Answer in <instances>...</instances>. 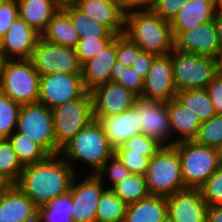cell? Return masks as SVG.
Listing matches in <instances>:
<instances>
[{
	"mask_svg": "<svg viewBox=\"0 0 222 222\" xmlns=\"http://www.w3.org/2000/svg\"><path fill=\"white\" fill-rule=\"evenodd\" d=\"M77 175L60 155H49L42 162L24 166L16 185L37 206L70 191Z\"/></svg>",
	"mask_w": 222,
	"mask_h": 222,
	"instance_id": "6da1fadb",
	"label": "cell"
},
{
	"mask_svg": "<svg viewBox=\"0 0 222 222\" xmlns=\"http://www.w3.org/2000/svg\"><path fill=\"white\" fill-rule=\"evenodd\" d=\"M60 155L77 174L81 169L84 173L85 166L90 171L88 174H95L114 155V148L100 122L94 119L61 149ZM76 163L84 167L79 166V170Z\"/></svg>",
	"mask_w": 222,
	"mask_h": 222,
	"instance_id": "7a4b0ae2",
	"label": "cell"
},
{
	"mask_svg": "<svg viewBox=\"0 0 222 222\" xmlns=\"http://www.w3.org/2000/svg\"><path fill=\"white\" fill-rule=\"evenodd\" d=\"M124 35L137 44L142 51L154 55H167L174 49L170 21L162 19L152 10L127 12Z\"/></svg>",
	"mask_w": 222,
	"mask_h": 222,
	"instance_id": "3957f363",
	"label": "cell"
},
{
	"mask_svg": "<svg viewBox=\"0 0 222 222\" xmlns=\"http://www.w3.org/2000/svg\"><path fill=\"white\" fill-rule=\"evenodd\" d=\"M40 75L31 59H6L0 77V91L15 103L39 101Z\"/></svg>",
	"mask_w": 222,
	"mask_h": 222,
	"instance_id": "277c9868",
	"label": "cell"
},
{
	"mask_svg": "<svg viewBox=\"0 0 222 222\" xmlns=\"http://www.w3.org/2000/svg\"><path fill=\"white\" fill-rule=\"evenodd\" d=\"M171 63L177 91L205 89L220 71L219 59L176 49L171 52Z\"/></svg>",
	"mask_w": 222,
	"mask_h": 222,
	"instance_id": "5b68a950",
	"label": "cell"
},
{
	"mask_svg": "<svg viewBox=\"0 0 222 222\" xmlns=\"http://www.w3.org/2000/svg\"><path fill=\"white\" fill-rule=\"evenodd\" d=\"M145 177L150 195L167 197L184 189L177 149L174 146H162L149 160Z\"/></svg>",
	"mask_w": 222,
	"mask_h": 222,
	"instance_id": "8992f818",
	"label": "cell"
},
{
	"mask_svg": "<svg viewBox=\"0 0 222 222\" xmlns=\"http://www.w3.org/2000/svg\"><path fill=\"white\" fill-rule=\"evenodd\" d=\"M181 163V175L185 188H200L218 169L219 160L214 147L193 141L173 145Z\"/></svg>",
	"mask_w": 222,
	"mask_h": 222,
	"instance_id": "52a82bcc",
	"label": "cell"
},
{
	"mask_svg": "<svg viewBox=\"0 0 222 222\" xmlns=\"http://www.w3.org/2000/svg\"><path fill=\"white\" fill-rule=\"evenodd\" d=\"M56 145L62 149L94 120L91 92L51 109Z\"/></svg>",
	"mask_w": 222,
	"mask_h": 222,
	"instance_id": "ba28073f",
	"label": "cell"
},
{
	"mask_svg": "<svg viewBox=\"0 0 222 222\" xmlns=\"http://www.w3.org/2000/svg\"><path fill=\"white\" fill-rule=\"evenodd\" d=\"M16 131L38 143L49 155L60 154L51 109L39 102L21 105Z\"/></svg>",
	"mask_w": 222,
	"mask_h": 222,
	"instance_id": "9c48e42d",
	"label": "cell"
},
{
	"mask_svg": "<svg viewBox=\"0 0 222 222\" xmlns=\"http://www.w3.org/2000/svg\"><path fill=\"white\" fill-rule=\"evenodd\" d=\"M30 59L40 76L82 73V64L74 48L49 43L41 37L36 42Z\"/></svg>",
	"mask_w": 222,
	"mask_h": 222,
	"instance_id": "30bf717a",
	"label": "cell"
},
{
	"mask_svg": "<svg viewBox=\"0 0 222 222\" xmlns=\"http://www.w3.org/2000/svg\"><path fill=\"white\" fill-rule=\"evenodd\" d=\"M80 174L74 177L69 191L73 203L72 219L74 222H96L98 203L107 188L95 174L84 173L85 177Z\"/></svg>",
	"mask_w": 222,
	"mask_h": 222,
	"instance_id": "8fae6325",
	"label": "cell"
},
{
	"mask_svg": "<svg viewBox=\"0 0 222 222\" xmlns=\"http://www.w3.org/2000/svg\"><path fill=\"white\" fill-rule=\"evenodd\" d=\"M86 91L81 74H47L40 76L38 102L53 109L80 98Z\"/></svg>",
	"mask_w": 222,
	"mask_h": 222,
	"instance_id": "7c38bea8",
	"label": "cell"
},
{
	"mask_svg": "<svg viewBox=\"0 0 222 222\" xmlns=\"http://www.w3.org/2000/svg\"><path fill=\"white\" fill-rule=\"evenodd\" d=\"M134 107L142 127V134L152 137L162 146H173L167 102L137 97Z\"/></svg>",
	"mask_w": 222,
	"mask_h": 222,
	"instance_id": "4fadbf2b",
	"label": "cell"
},
{
	"mask_svg": "<svg viewBox=\"0 0 222 222\" xmlns=\"http://www.w3.org/2000/svg\"><path fill=\"white\" fill-rule=\"evenodd\" d=\"M174 49L184 53L222 59V46L213 20L191 30L181 31L174 38Z\"/></svg>",
	"mask_w": 222,
	"mask_h": 222,
	"instance_id": "5bb4252c",
	"label": "cell"
},
{
	"mask_svg": "<svg viewBox=\"0 0 222 222\" xmlns=\"http://www.w3.org/2000/svg\"><path fill=\"white\" fill-rule=\"evenodd\" d=\"M176 94L177 90L173 80L171 53L156 55L153 58L148 74L144 78L141 97L168 102L174 99Z\"/></svg>",
	"mask_w": 222,
	"mask_h": 222,
	"instance_id": "9a60e30c",
	"label": "cell"
},
{
	"mask_svg": "<svg viewBox=\"0 0 222 222\" xmlns=\"http://www.w3.org/2000/svg\"><path fill=\"white\" fill-rule=\"evenodd\" d=\"M94 118L119 115L134 106L137 95L116 82H107L90 91Z\"/></svg>",
	"mask_w": 222,
	"mask_h": 222,
	"instance_id": "2e32d148",
	"label": "cell"
},
{
	"mask_svg": "<svg viewBox=\"0 0 222 222\" xmlns=\"http://www.w3.org/2000/svg\"><path fill=\"white\" fill-rule=\"evenodd\" d=\"M167 217L173 222H206L208 205L200 189L184 188L166 197Z\"/></svg>",
	"mask_w": 222,
	"mask_h": 222,
	"instance_id": "e0dca14e",
	"label": "cell"
},
{
	"mask_svg": "<svg viewBox=\"0 0 222 222\" xmlns=\"http://www.w3.org/2000/svg\"><path fill=\"white\" fill-rule=\"evenodd\" d=\"M38 207L16 184L0 189V222H37Z\"/></svg>",
	"mask_w": 222,
	"mask_h": 222,
	"instance_id": "ac0fdd59",
	"label": "cell"
},
{
	"mask_svg": "<svg viewBox=\"0 0 222 222\" xmlns=\"http://www.w3.org/2000/svg\"><path fill=\"white\" fill-rule=\"evenodd\" d=\"M40 37L38 32L18 17L0 40V49L5 59H29Z\"/></svg>",
	"mask_w": 222,
	"mask_h": 222,
	"instance_id": "d6986e66",
	"label": "cell"
},
{
	"mask_svg": "<svg viewBox=\"0 0 222 222\" xmlns=\"http://www.w3.org/2000/svg\"><path fill=\"white\" fill-rule=\"evenodd\" d=\"M94 119L100 122L114 149L122 146L132 136L142 134L140 115L134 106L119 115Z\"/></svg>",
	"mask_w": 222,
	"mask_h": 222,
	"instance_id": "ffe728a7",
	"label": "cell"
},
{
	"mask_svg": "<svg viewBox=\"0 0 222 222\" xmlns=\"http://www.w3.org/2000/svg\"><path fill=\"white\" fill-rule=\"evenodd\" d=\"M75 6L106 26L113 34H124L126 13L121 9L118 0H81Z\"/></svg>",
	"mask_w": 222,
	"mask_h": 222,
	"instance_id": "44dd1931",
	"label": "cell"
},
{
	"mask_svg": "<svg viewBox=\"0 0 222 222\" xmlns=\"http://www.w3.org/2000/svg\"><path fill=\"white\" fill-rule=\"evenodd\" d=\"M117 61L116 36L93 58L82 64V79L87 91L110 82V74Z\"/></svg>",
	"mask_w": 222,
	"mask_h": 222,
	"instance_id": "7402d4cb",
	"label": "cell"
},
{
	"mask_svg": "<svg viewBox=\"0 0 222 222\" xmlns=\"http://www.w3.org/2000/svg\"><path fill=\"white\" fill-rule=\"evenodd\" d=\"M171 138L174 144L193 141L202 123L199 117L186 109L176 98L167 102Z\"/></svg>",
	"mask_w": 222,
	"mask_h": 222,
	"instance_id": "603a6c76",
	"label": "cell"
},
{
	"mask_svg": "<svg viewBox=\"0 0 222 222\" xmlns=\"http://www.w3.org/2000/svg\"><path fill=\"white\" fill-rule=\"evenodd\" d=\"M215 11L213 0H191L183 4L170 21L174 38L181 31L191 30L213 20Z\"/></svg>",
	"mask_w": 222,
	"mask_h": 222,
	"instance_id": "cb8c5ba5",
	"label": "cell"
},
{
	"mask_svg": "<svg viewBox=\"0 0 222 222\" xmlns=\"http://www.w3.org/2000/svg\"><path fill=\"white\" fill-rule=\"evenodd\" d=\"M166 218V197L149 195L127 205L124 222H163Z\"/></svg>",
	"mask_w": 222,
	"mask_h": 222,
	"instance_id": "d4e9b609",
	"label": "cell"
},
{
	"mask_svg": "<svg viewBox=\"0 0 222 222\" xmlns=\"http://www.w3.org/2000/svg\"><path fill=\"white\" fill-rule=\"evenodd\" d=\"M19 17L40 35L59 10L54 0H16Z\"/></svg>",
	"mask_w": 222,
	"mask_h": 222,
	"instance_id": "484cf974",
	"label": "cell"
},
{
	"mask_svg": "<svg viewBox=\"0 0 222 222\" xmlns=\"http://www.w3.org/2000/svg\"><path fill=\"white\" fill-rule=\"evenodd\" d=\"M41 38L49 43L70 48H75L79 41V36L69 15L62 8H59L48 22Z\"/></svg>",
	"mask_w": 222,
	"mask_h": 222,
	"instance_id": "4316f807",
	"label": "cell"
},
{
	"mask_svg": "<svg viewBox=\"0 0 222 222\" xmlns=\"http://www.w3.org/2000/svg\"><path fill=\"white\" fill-rule=\"evenodd\" d=\"M175 98L186 109L195 113L201 122L208 121L211 117L217 114L206 89L177 91Z\"/></svg>",
	"mask_w": 222,
	"mask_h": 222,
	"instance_id": "83f0119b",
	"label": "cell"
},
{
	"mask_svg": "<svg viewBox=\"0 0 222 222\" xmlns=\"http://www.w3.org/2000/svg\"><path fill=\"white\" fill-rule=\"evenodd\" d=\"M62 9L69 15L79 39L116 36L106 26L93 20L76 6H67Z\"/></svg>",
	"mask_w": 222,
	"mask_h": 222,
	"instance_id": "f1b7e54d",
	"label": "cell"
},
{
	"mask_svg": "<svg viewBox=\"0 0 222 222\" xmlns=\"http://www.w3.org/2000/svg\"><path fill=\"white\" fill-rule=\"evenodd\" d=\"M70 192L38 207L37 222H74Z\"/></svg>",
	"mask_w": 222,
	"mask_h": 222,
	"instance_id": "f546056e",
	"label": "cell"
},
{
	"mask_svg": "<svg viewBox=\"0 0 222 222\" xmlns=\"http://www.w3.org/2000/svg\"><path fill=\"white\" fill-rule=\"evenodd\" d=\"M8 140L23 166L42 162L49 156L38 143L16 130L8 137Z\"/></svg>",
	"mask_w": 222,
	"mask_h": 222,
	"instance_id": "4dcf8cb0",
	"label": "cell"
},
{
	"mask_svg": "<svg viewBox=\"0 0 222 222\" xmlns=\"http://www.w3.org/2000/svg\"><path fill=\"white\" fill-rule=\"evenodd\" d=\"M24 166L8 138L0 139V181L4 185L16 184Z\"/></svg>",
	"mask_w": 222,
	"mask_h": 222,
	"instance_id": "1f68e13d",
	"label": "cell"
},
{
	"mask_svg": "<svg viewBox=\"0 0 222 222\" xmlns=\"http://www.w3.org/2000/svg\"><path fill=\"white\" fill-rule=\"evenodd\" d=\"M111 190L127 205L138 202L150 195L146 177L131 173L127 178L115 184Z\"/></svg>",
	"mask_w": 222,
	"mask_h": 222,
	"instance_id": "d6a6232c",
	"label": "cell"
},
{
	"mask_svg": "<svg viewBox=\"0 0 222 222\" xmlns=\"http://www.w3.org/2000/svg\"><path fill=\"white\" fill-rule=\"evenodd\" d=\"M126 207L111 189H106L98 203L96 222H124Z\"/></svg>",
	"mask_w": 222,
	"mask_h": 222,
	"instance_id": "836d02e7",
	"label": "cell"
},
{
	"mask_svg": "<svg viewBox=\"0 0 222 222\" xmlns=\"http://www.w3.org/2000/svg\"><path fill=\"white\" fill-rule=\"evenodd\" d=\"M110 82H116L124 86L138 97L142 95L144 78L140 76L131 66L128 67L118 60L112 67Z\"/></svg>",
	"mask_w": 222,
	"mask_h": 222,
	"instance_id": "e575fe53",
	"label": "cell"
},
{
	"mask_svg": "<svg viewBox=\"0 0 222 222\" xmlns=\"http://www.w3.org/2000/svg\"><path fill=\"white\" fill-rule=\"evenodd\" d=\"M21 105L0 91V139L8 138L17 127Z\"/></svg>",
	"mask_w": 222,
	"mask_h": 222,
	"instance_id": "d590c367",
	"label": "cell"
},
{
	"mask_svg": "<svg viewBox=\"0 0 222 222\" xmlns=\"http://www.w3.org/2000/svg\"><path fill=\"white\" fill-rule=\"evenodd\" d=\"M194 141L208 147H217L222 142V115L216 114L202 122Z\"/></svg>",
	"mask_w": 222,
	"mask_h": 222,
	"instance_id": "8d00e7d4",
	"label": "cell"
},
{
	"mask_svg": "<svg viewBox=\"0 0 222 222\" xmlns=\"http://www.w3.org/2000/svg\"><path fill=\"white\" fill-rule=\"evenodd\" d=\"M130 174L131 172L119 161L115 155L109 158L95 173V175L101 180L107 189H111L115 184L124 180Z\"/></svg>",
	"mask_w": 222,
	"mask_h": 222,
	"instance_id": "74e56055",
	"label": "cell"
},
{
	"mask_svg": "<svg viewBox=\"0 0 222 222\" xmlns=\"http://www.w3.org/2000/svg\"><path fill=\"white\" fill-rule=\"evenodd\" d=\"M162 145L152 137L145 134H138L129 138L122 146L114 150H130V153L144 154V157L151 159Z\"/></svg>",
	"mask_w": 222,
	"mask_h": 222,
	"instance_id": "f35d334b",
	"label": "cell"
},
{
	"mask_svg": "<svg viewBox=\"0 0 222 222\" xmlns=\"http://www.w3.org/2000/svg\"><path fill=\"white\" fill-rule=\"evenodd\" d=\"M199 189L208 206L222 205V164Z\"/></svg>",
	"mask_w": 222,
	"mask_h": 222,
	"instance_id": "ab89813d",
	"label": "cell"
},
{
	"mask_svg": "<svg viewBox=\"0 0 222 222\" xmlns=\"http://www.w3.org/2000/svg\"><path fill=\"white\" fill-rule=\"evenodd\" d=\"M114 37L82 38L76 44L75 52L81 64L93 58Z\"/></svg>",
	"mask_w": 222,
	"mask_h": 222,
	"instance_id": "60d3db41",
	"label": "cell"
},
{
	"mask_svg": "<svg viewBox=\"0 0 222 222\" xmlns=\"http://www.w3.org/2000/svg\"><path fill=\"white\" fill-rule=\"evenodd\" d=\"M114 155L131 173L146 175L150 159L144 157V154L130 153V150H114Z\"/></svg>",
	"mask_w": 222,
	"mask_h": 222,
	"instance_id": "b9f144b4",
	"label": "cell"
},
{
	"mask_svg": "<svg viewBox=\"0 0 222 222\" xmlns=\"http://www.w3.org/2000/svg\"><path fill=\"white\" fill-rule=\"evenodd\" d=\"M142 49L126 35H116L117 60L126 66H131Z\"/></svg>",
	"mask_w": 222,
	"mask_h": 222,
	"instance_id": "7bdbcfd3",
	"label": "cell"
},
{
	"mask_svg": "<svg viewBox=\"0 0 222 222\" xmlns=\"http://www.w3.org/2000/svg\"><path fill=\"white\" fill-rule=\"evenodd\" d=\"M18 17L19 10L16 0H5L0 5V40Z\"/></svg>",
	"mask_w": 222,
	"mask_h": 222,
	"instance_id": "ee69618b",
	"label": "cell"
},
{
	"mask_svg": "<svg viewBox=\"0 0 222 222\" xmlns=\"http://www.w3.org/2000/svg\"><path fill=\"white\" fill-rule=\"evenodd\" d=\"M189 1L191 0H157L151 10L162 19L171 21L183 7V4Z\"/></svg>",
	"mask_w": 222,
	"mask_h": 222,
	"instance_id": "f6af8a7d",
	"label": "cell"
},
{
	"mask_svg": "<svg viewBox=\"0 0 222 222\" xmlns=\"http://www.w3.org/2000/svg\"><path fill=\"white\" fill-rule=\"evenodd\" d=\"M217 114L222 115V71L205 88Z\"/></svg>",
	"mask_w": 222,
	"mask_h": 222,
	"instance_id": "bcb514c9",
	"label": "cell"
},
{
	"mask_svg": "<svg viewBox=\"0 0 222 222\" xmlns=\"http://www.w3.org/2000/svg\"><path fill=\"white\" fill-rule=\"evenodd\" d=\"M156 55L141 51L136 59L133 61L131 67L136 70V72L142 76L143 78L146 77L148 74V71L150 69L151 63L153 61V58Z\"/></svg>",
	"mask_w": 222,
	"mask_h": 222,
	"instance_id": "7dc6e473",
	"label": "cell"
},
{
	"mask_svg": "<svg viewBox=\"0 0 222 222\" xmlns=\"http://www.w3.org/2000/svg\"><path fill=\"white\" fill-rule=\"evenodd\" d=\"M157 0H118L121 9L127 13L133 10H151Z\"/></svg>",
	"mask_w": 222,
	"mask_h": 222,
	"instance_id": "c3c4849f",
	"label": "cell"
},
{
	"mask_svg": "<svg viewBox=\"0 0 222 222\" xmlns=\"http://www.w3.org/2000/svg\"><path fill=\"white\" fill-rule=\"evenodd\" d=\"M206 222H222V205L208 206Z\"/></svg>",
	"mask_w": 222,
	"mask_h": 222,
	"instance_id": "681fc988",
	"label": "cell"
},
{
	"mask_svg": "<svg viewBox=\"0 0 222 222\" xmlns=\"http://www.w3.org/2000/svg\"><path fill=\"white\" fill-rule=\"evenodd\" d=\"M213 21L216 27L219 42L222 46V11H215Z\"/></svg>",
	"mask_w": 222,
	"mask_h": 222,
	"instance_id": "f907efd6",
	"label": "cell"
},
{
	"mask_svg": "<svg viewBox=\"0 0 222 222\" xmlns=\"http://www.w3.org/2000/svg\"><path fill=\"white\" fill-rule=\"evenodd\" d=\"M54 2L59 8H64L67 6H75L78 0H54Z\"/></svg>",
	"mask_w": 222,
	"mask_h": 222,
	"instance_id": "816d5d0a",
	"label": "cell"
},
{
	"mask_svg": "<svg viewBox=\"0 0 222 222\" xmlns=\"http://www.w3.org/2000/svg\"><path fill=\"white\" fill-rule=\"evenodd\" d=\"M215 149L218 156L219 164H222V142L217 147H215Z\"/></svg>",
	"mask_w": 222,
	"mask_h": 222,
	"instance_id": "f5cc1de1",
	"label": "cell"
},
{
	"mask_svg": "<svg viewBox=\"0 0 222 222\" xmlns=\"http://www.w3.org/2000/svg\"><path fill=\"white\" fill-rule=\"evenodd\" d=\"M216 11H222V0H213Z\"/></svg>",
	"mask_w": 222,
	"mask_h": 222,
	"instance_id": "db71d44e",
	"label": "cell"
},
{
	"mask_svg": "<svg viewBox=\"0 0 222 222\" xmlns=\"http://www.w3.org/2000/svg\"><path fill=\"white\" fill-rule=\"evenodd\" d=\"M5 57L0 49V77H1V73H2V70H3V65H4V62H5Z\"/></svg>",
	"mask_w": 222,
	"mask_h": 222,
	"instance_id": "11a10c76",
	"label": "cell"
},
{
	"mask_svg": "<svg viewBox=\"0 0 222 222\" xmlns=\"http://www.w3.org/2000/svg\"><path fill=\"white\" fill-rule=\"evenodd\" d=\"M163 222H173V221L167 217Z\"/></svg>",
	"mask_w": 222,
	"mask_h": 222,
	"instance_id": "9f6ffc18",
	"label": "cell"
},
{
	"mask_svg": "<svg viewBox=\"0 0 222 222\" xmlns=\"http://www.w3.org/2000/svg\"><path fill=\"white\" fill-rule=\"evenodd\" d=\"M220 70L222 71V59L220 60Z\"/></svg>",
	"mask_w": 222,
	"mask_h": 222,
	"instance_id": "6f0895ef",
	"label": "cell"
},
{
	"mask_svg": "<svg viewBox=\"0 0 222 222\" xmlns=\"http://www.w3.org/2000/svg\"><path fill=\"white\" fill-rule=\"evenodd\" d=\"M4 186V184L0 181V189Z\"/></svg>",
	"mask_w": 222,
	"mask_h": 222,
	"instance_id": "680465c9",
	"label": "cell"
}]
</instances>
